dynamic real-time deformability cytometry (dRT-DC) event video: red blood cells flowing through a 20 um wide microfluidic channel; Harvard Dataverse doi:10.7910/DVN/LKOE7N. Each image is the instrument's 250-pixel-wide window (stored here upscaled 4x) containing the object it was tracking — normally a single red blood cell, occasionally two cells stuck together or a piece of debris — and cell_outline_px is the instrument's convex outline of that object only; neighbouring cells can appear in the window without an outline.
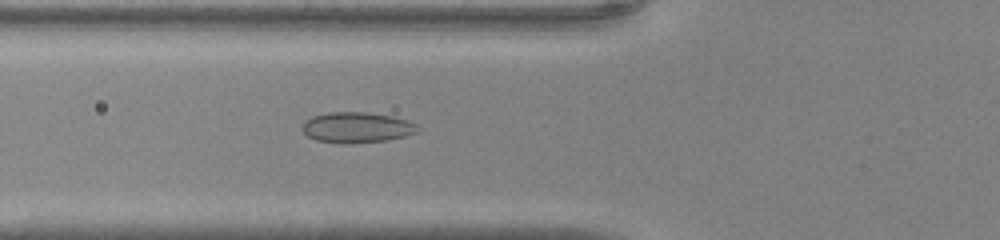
{"species": "common noctule bat (a hibernating species)", "species_latin": "Nyctalus noctula", "temperature_condition": "warm", "stored_images_in_passage": 34, "camera_frame_rate_fps": 3000, "um_per_image_px": 0.085, "animal": {"sex": "male", "body_mass_g": 20.0, "forearm_length_mm": 53.3}, "frame": {"image": 1, "passage_image": 6, "time_ms": 1.667, "image_size_px": [1000, 240], "cell_outline_px": [[420, 132], [404, 136], [384, 140], [352, 144], [348, 144], [316, 140], [308, 136], [300, 128], [304, 120], [312, 116], [328, 112], [368, 112], [392, 116], [408, 120], [416, 124], [420, 128]], "centroid_in_image_um": [30.32, 10.83], "position_along_channel_um": 95.5, "area_um2": 20.81}}
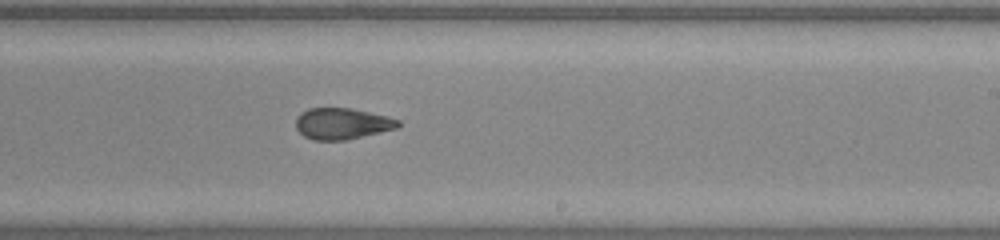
{"frame": {"image": 2, "passage_image": 17, "time_ms": 5.333, "image_size_px": [1000, 240], "cell_outline_px": [[400, 124], [396, 128], [348, 140], [312, 140], [304, 136], [296, 128], [296, 116], [300, 112], [308, 108], [352, 108], [388, 116], [400, 120]], "centroid_in_image_um": [29.06, 10.5], "position_along_channel_um": 259.9, "area_um2": 18.79}}
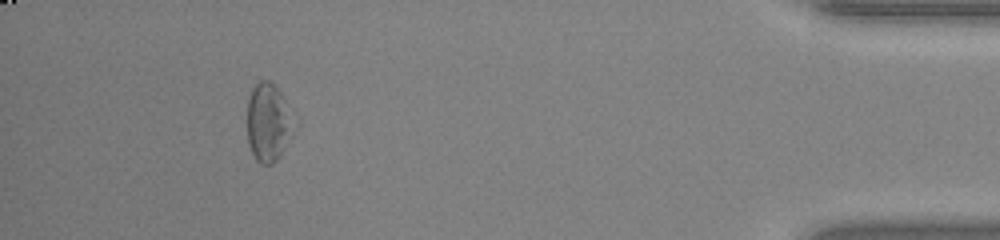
{"frame": {"image": 3, "passage_image": 31, "time_ms": 10.0, "image_size_px": [1000, 240], "cell_outline_px": [[300, 124], [280, 156], [272, 164], [260, 164], [256, 160], [248, 144], [248, 100], [252, 88], [260, 80], [268, 80], [284, 96], [300, 116]], "centroid_in_image_um": [22.93, 10.4], "position_along_channel_um": 412.3, "area_um2": 22.54}}